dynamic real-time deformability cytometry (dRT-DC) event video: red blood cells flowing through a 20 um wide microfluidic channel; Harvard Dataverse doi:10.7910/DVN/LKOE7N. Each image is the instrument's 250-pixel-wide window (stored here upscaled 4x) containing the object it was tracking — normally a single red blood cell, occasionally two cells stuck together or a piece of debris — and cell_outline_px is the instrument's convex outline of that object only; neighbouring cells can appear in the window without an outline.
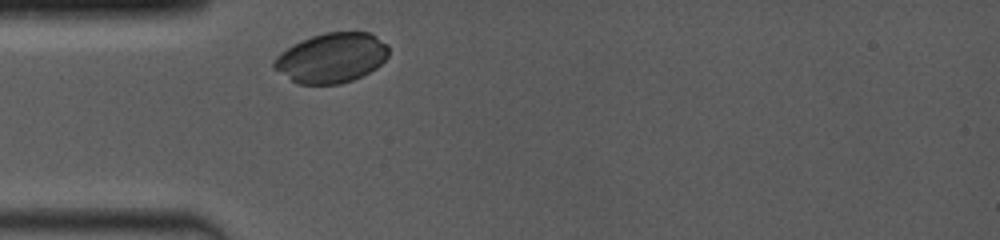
{"species": "common noctule bat (a hibernating species)", "species_latin": "Nyctalus noctula", "temperature_condition": "room temperature", "stored_images_in_passage": 4, "camera_frame_rate_fps": 4000, "um_per_image_px": 0.085, "animal": {"sex": "female", "body_mass_g": 19.0, "forearm_length_mm": 53.3}, "frame": {"image": 1, "passage_image": 1, "time_ms": 0.0, "image_size_px": [1000, 240], "cell_outline_px": [[388, 56], [376, 68], [352, 80], [340, 84], [300, 84], [292, 80], [272, 68], [272, 60], [280, 52], [292, 44], [312, 36], [324, 32], [368, 32], [376, 36], [388, 44]], "centroid_in_image_um": [28.16, 4.91], "position_along_channel_um": 56.8, "area_um2": 33.29}}